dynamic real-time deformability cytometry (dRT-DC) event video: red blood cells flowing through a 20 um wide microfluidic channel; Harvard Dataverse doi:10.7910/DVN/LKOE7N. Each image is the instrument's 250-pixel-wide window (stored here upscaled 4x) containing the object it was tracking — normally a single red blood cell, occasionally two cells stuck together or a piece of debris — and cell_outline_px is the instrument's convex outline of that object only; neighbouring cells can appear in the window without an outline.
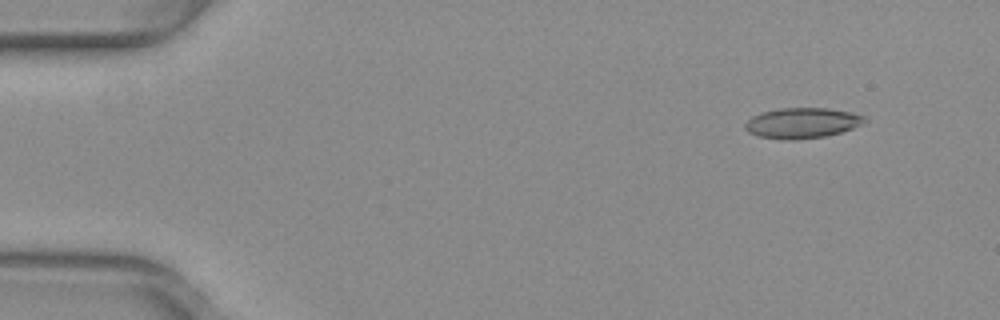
{"species": "common noctule bat (a hibernating species)", "species_latin": "Nyctalus noctula", "temperature_condition": "warm", "stored_images_in_passage": 50, "camera_frame_rate_fps": 3000, "um_per_image_px": 0.085, "animal": {"sex": "female", "body_mass_g": 29.2, "forearm_length_mm": 56.3}, "frame": {"image": 1, "passage_image": 3, "time_ms": 0.667, "image_size_px": [1000, 320], "cell_outline_px": [[868, 120], [864, 124], [840, 132], [824, 136], [796, 140], [784, 140], [760, 136], [748, 132], [744, 128], [744, 124], [752, 116], [764, 112], [780, 108], [828, 108], [848, 112], [864, 116]], "centroid_in_image_um": [68.18, 10.46], "position_along_channel_um": 16.8, "area_um2": 21.1}}
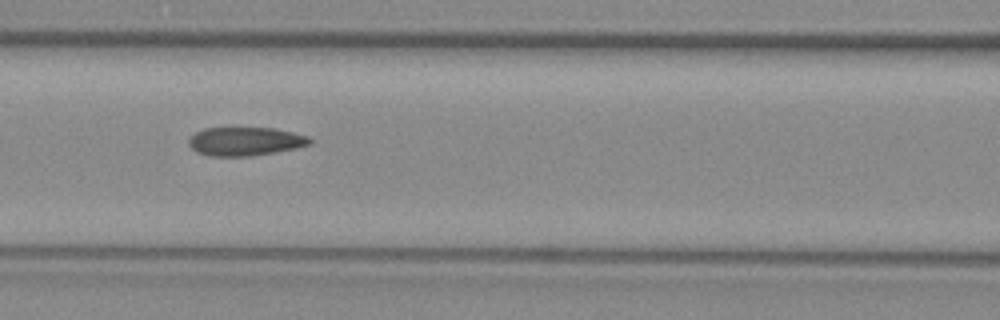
{"frame": {"image": 2, "passage_image": 21, "time_ms": 6.667, "image_size_px": [1000, 320], "cell_outline_px": [[312, 144], [296, 148], [248, 156], [208, 156], [196, 152], [188, 144], [188, 140], [196, 132], [204, 128], [272, 128], [292, 132], [308, 136], [312, 140]], "centroid_in_image_um": [20.83, 12.01], "position_along_channel_um": 145.8, "area_um2": 20.06}}
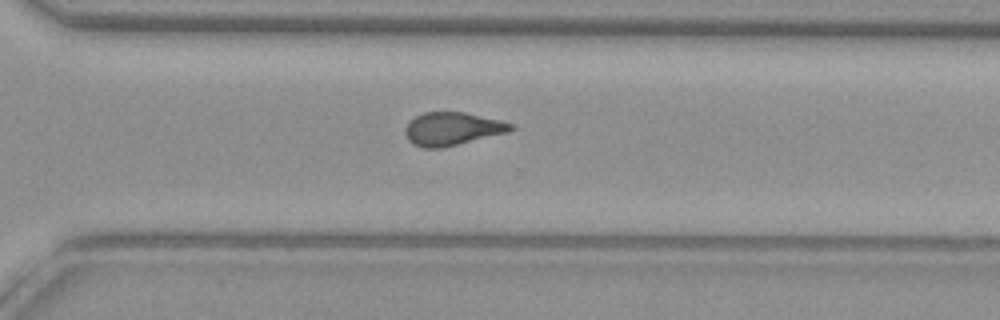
{"frame": {"image": 3, "passage_image": 35, "time_ms": 11.333, "image_size_px": [1000, 320], "cell_outline_px": [[516, 128], [508, 132], [440, 148], [424, 148], [412, 144], [408, 140], [404, 132], [404, 128], [408, 120], [424, 112], [464, 112], [500, 120], [512, 124]], "centroid_in_image_um": [38.39, 10.94], "position_along_channel_um": 332.2, "area_um2": 20.35}, "authors_computed_cell_mechanics": {"area_um2": 20.8369, "velocity_mm_per_s": 4.0082, "shape_relaxation_time_tau1_ms": null, "shape_relaxation_time_tau2_ms": 2.5553, "deformation_change_tau1": null, "deformation_change_tau2": 0.1005}}